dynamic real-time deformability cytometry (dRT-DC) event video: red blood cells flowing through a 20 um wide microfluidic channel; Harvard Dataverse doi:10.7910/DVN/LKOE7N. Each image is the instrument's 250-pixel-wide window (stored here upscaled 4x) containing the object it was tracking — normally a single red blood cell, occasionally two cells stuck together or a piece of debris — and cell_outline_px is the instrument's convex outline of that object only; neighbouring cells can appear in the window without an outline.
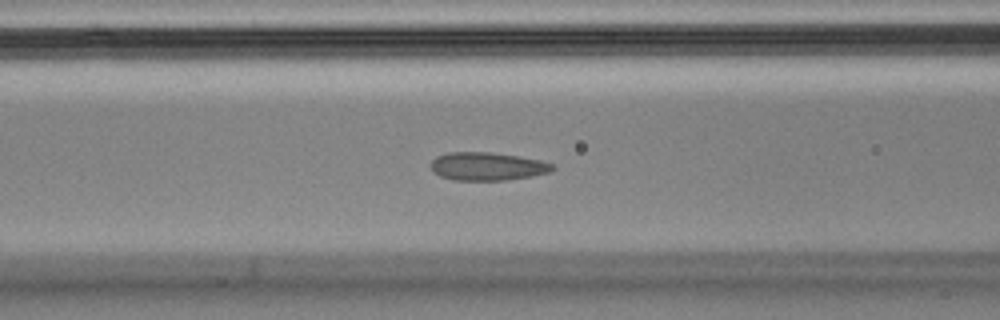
{"species": "Egyptian fruit bat (a non-hibernating species)", "species_latin": "Rousettus aegyptiacus", "temperature_condition": "cold", "stored_images_in_passage": 55, "camera_frame_rate_fps": 3000, "um_per_image_px": 0.085, "animal": {"sex": "male"}, "frame": {"image": 1, "passage_image": 21, "time_ms": 6.667, "image_size_px": [1000, 320], "cell_outline_px": [[556, 168], [548, 172], [532, 176], [508, 180], [452, 180], [440, 176], [432, 172], [428, 164], [436, 156], [448, 152], [488, 152], [516, 156], [540, 160], [556, 164]], "centroid_in_image_um": [41.38, 14.14], "position_along_channel_um": 125.2, "area_um2": 20.17}}
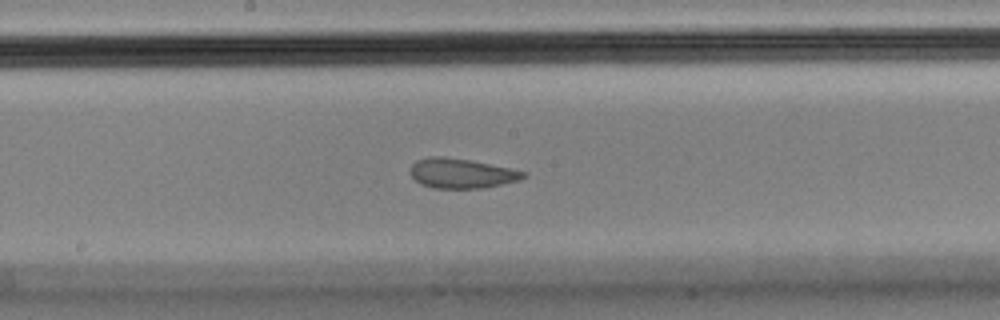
{"frame": {"image": 2, "passage_image": 28, "time_ms": 9.0, "image_size_px": [1000, 320], "cell_outline_px": [[528, 176], [520, 180], [484, 188], [432, 188], [420, 184], [412, 176], [412, 164], [416, 160], [428, 156], [444, 156], [468, 160], [528, 172]], "centroid_in_image_um": [39.24, 14.74], "position_along_channel_um": 209.0, "area_um2": 19.54}}
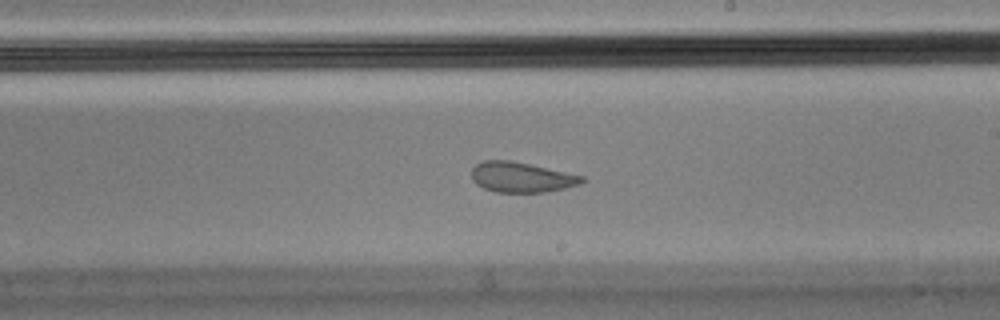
{"frame": {"image": 3, "passage_image": 31, "time_ms": 10.0, "image_size_px": [1000, 320], "cell_outline_px": [[584, 180], [580, 184], [564, 188], [544, 192], [496, 192], [484, 188], [476, 184], [472, 180], [472, 168], [476, 164], [484, 160], [508, 160], [528, 164], [584, 176]], "centroid_in_image_um": [44.28, 15.07], "position_along_channel_um": 244.7, "area_um2": 19.19}, "authors_computed_cell_mechanics": {"area_um2": 21.0392, "velocity_mm_per_s": 3.5886, "shape_relaxation_time_tau1_ms": null, "shape_relaxation_time_tau2_ms": 1.0025, "deformation_change_tau1": null, "deformation_change_tau2": 0.0777}}